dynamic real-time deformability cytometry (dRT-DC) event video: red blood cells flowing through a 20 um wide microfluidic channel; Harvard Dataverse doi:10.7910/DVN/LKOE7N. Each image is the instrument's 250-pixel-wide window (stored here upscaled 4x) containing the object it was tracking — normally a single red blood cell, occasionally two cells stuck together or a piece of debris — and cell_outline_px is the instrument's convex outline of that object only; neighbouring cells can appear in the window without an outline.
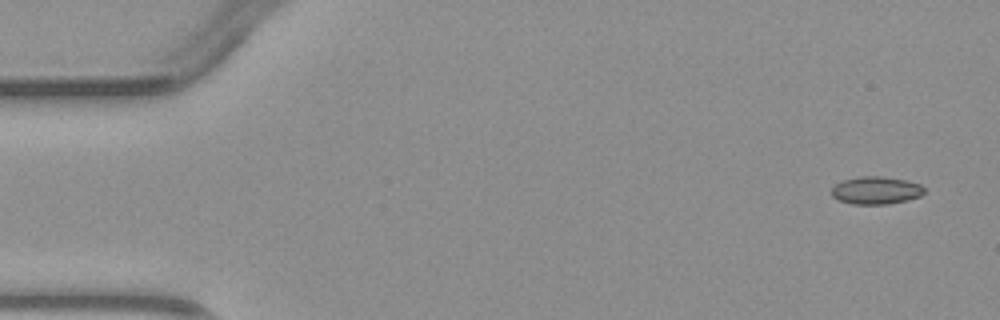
{"species": "common noctule bat (a hibernating species)", "species_latin": "Nyctalus noctula", "temperature_condition": "warm", "stored_images_in_passage": 4, "camera_frame_rate_fps": 3000, "um_per_image_px": 0.085, "animal": {"sex": "male", "body_mass_g": 23.1, "forearm_length_mm": 52.7}, "frame": {"image": 1, "passage_image": 1, "time_ms": 0.0, "image_size_px": [1000, 320], "cell_outline_px": [[924, 192], [920, 196], [908, 200], [888, 204], [852, 204], [840, 200], [832, 196], [832, 188], [836, 184], [844, 180], [860, 176], [880, 176], [904, 180], [920, 184], [924, 188]], "centroid_in_image_um": [74.47, 16.18], "position_along_channel_um": 10.5, "area_um2": 14.8}}
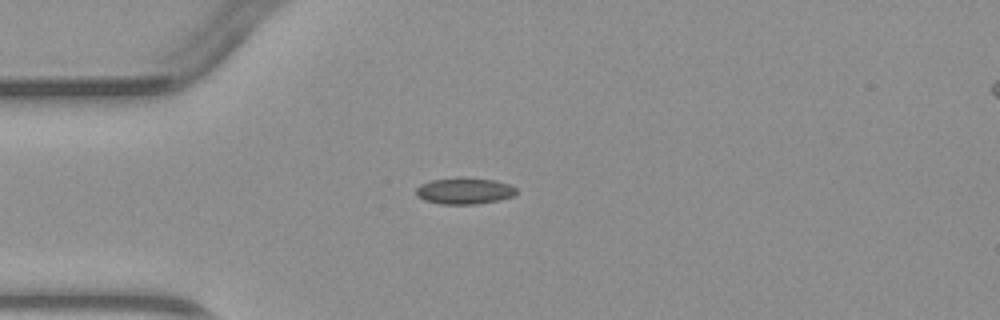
{"frame": {"image": 2, "passage_image": 4, "time_ms": 3.333, "image_size_px": [1000, 320], "cell_outline_px": [[516, 192], [512, 196], [500, 200], [476, 204], [440, 204], [424, 200], [416, 196], [416, 188], [420, 184], [432, 180], [456, 176], [496, 180], [508, 184], [516, 188]], "centroid_in_image_um": [39.44, 16.21], "position_along_channel_um": 45.6, "area_um2": 15.66}}